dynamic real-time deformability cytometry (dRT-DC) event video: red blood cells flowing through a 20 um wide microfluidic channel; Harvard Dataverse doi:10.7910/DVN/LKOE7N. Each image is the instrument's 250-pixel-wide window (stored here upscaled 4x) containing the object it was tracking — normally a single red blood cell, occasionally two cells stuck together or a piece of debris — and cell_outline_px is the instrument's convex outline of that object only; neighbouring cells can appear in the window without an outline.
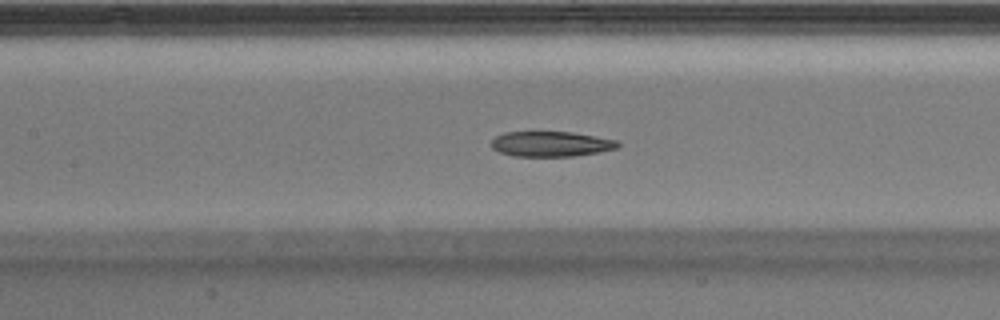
{"species": "Egyptian fruit bat (a non-hibernating species)", "species_latin": "Rousettus aegyptiacus", "temperature_condition": "warm", "stored_images_in_passage": 42, "camera_frame_rate_fps": 3000, "um_per_image_px": 0.085, "animal": {"sex": "male"}, "frame": {"image": 1, "passage_image": 19, "time_ms": 6.0, "image_size_px": [1000, 320], "cell_outline_px": [[620, 144], [616, 148], [600, 152], [572, 156], [512, 156], [500, 152], [492, 148], [492, 140], [496, 136], [504, 132], [572, 132], [616, 140]], "centroid_in_image_um": [46.81, 12.24], "position_along_channel_um": 160.6, "area_um2": 18.44}}
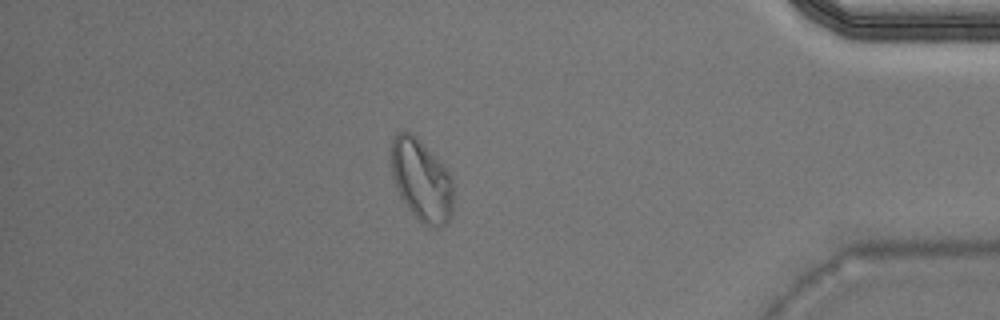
{"frame": {"image": 2, "passage_image": 36, "time_ms": 11.667, "image_size_px": [1000, 320], "cell_outline_px": [[452, 212], [448, 220], [444, 224], [436, 228], [424, 224], [408, 208], [400, 196], [396, 188], [392, 176], [392, 140], [400, 132], [412, 132], [420, 140], [448, 172], [452, 180]], "centroid_in_image_um": [35.82, 15.33], "position_along_channel_um": 399.4, "area_um2": 28.96}}